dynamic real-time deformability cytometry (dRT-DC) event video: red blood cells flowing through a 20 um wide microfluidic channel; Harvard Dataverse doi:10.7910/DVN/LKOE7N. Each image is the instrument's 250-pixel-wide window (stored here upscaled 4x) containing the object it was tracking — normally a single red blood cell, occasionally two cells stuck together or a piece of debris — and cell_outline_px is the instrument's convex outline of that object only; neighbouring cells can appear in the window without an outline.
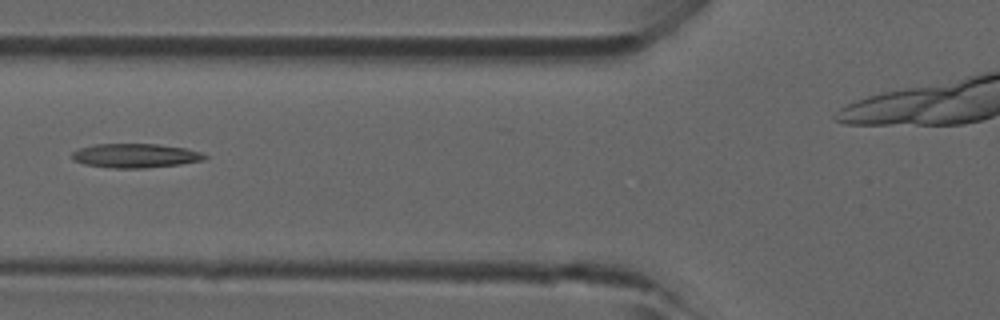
{"species": "common noctule bat (a hibernating species)", "species_latin": "Nyctalus noctula", "temperature_condition": "room temperature", "stored_images_in_passage": 32, "camera_frame_rate_fps": 3000, "um_per_image_px": 0.085, "animal": {"sex": "male", "forearm_length_mm": 52.5}, "frame": {"image": 1, "passage_image": 14, "time_ms": 4.333, "image_size_px": [1000, 320], "cell_outline_px": [[208, 156], [204, 160], [180, 164], [144, 168], [112, 168], [84, 164], [76, 160], [72, 156], [72, 152], [80, 148], [96, 144], [160, 144], [184, 148], [200, 152]], "centroid_in_image_um": [11.53, 13.23], "position_along_channel_um": 114.3, "area_um2": 18.5}}
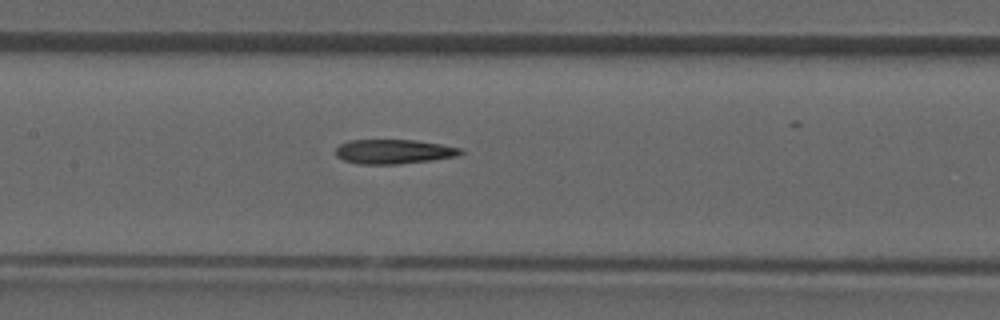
{"frame": {"image": 2, "passage_image": 18, "time_ms": 5.667, "image_size_px": [1000, 320], "cell_outline_px": [[464, 152], [456, 156], [432, 160], [400, 164], [360, 164], [344, 160], [336, 156], [336, 148], [340, 144], [348, 140], [416, 140], [440, 144], [460, 148]], "centroid_in_image_um": [33.45, 12.88], "position_along_channel_um": 174.0, "area_um2": 17.74}}